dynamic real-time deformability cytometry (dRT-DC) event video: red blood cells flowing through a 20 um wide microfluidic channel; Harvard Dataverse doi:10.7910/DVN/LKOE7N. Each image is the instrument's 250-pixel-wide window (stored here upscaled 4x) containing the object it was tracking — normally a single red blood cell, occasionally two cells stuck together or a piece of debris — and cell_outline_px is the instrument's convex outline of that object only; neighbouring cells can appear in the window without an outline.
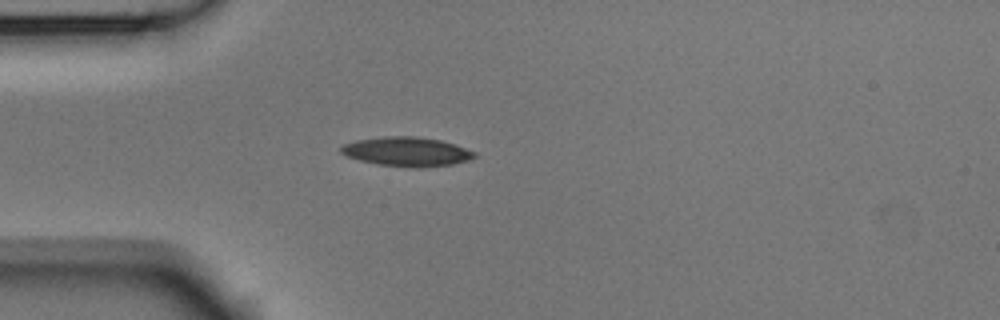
{"species": "Egyptian fruit bat (a non-hibernating species)", "species_latin": "Rousettus aegyptiacus", "temperature_condition": "room temperature", "stored_images_in_passage": 40, "camera_frame_rate_fps": 3000, "um_per_image_px": 0.085, "animal": {"sex": "male"}, "frame": {"image": 1, "passage_image": 1, "time_ms": 0.0, "image_size_px": [1000, 320], "cell_outline_px": [[476, 156], [468, 160], [452, 164], [420, 168], [412, 168], [380, 164], [360, 160], [344, 156], [340, 152], [340, 148], [344, 144], [356, 140], [384, 136], [416, 136], [440, 140], [456, 144], [476, 152]], "centroid_in_image_um": [34.58, 12.88], "position_along_channel_um": 50.4, "area_um2": 22.83}}
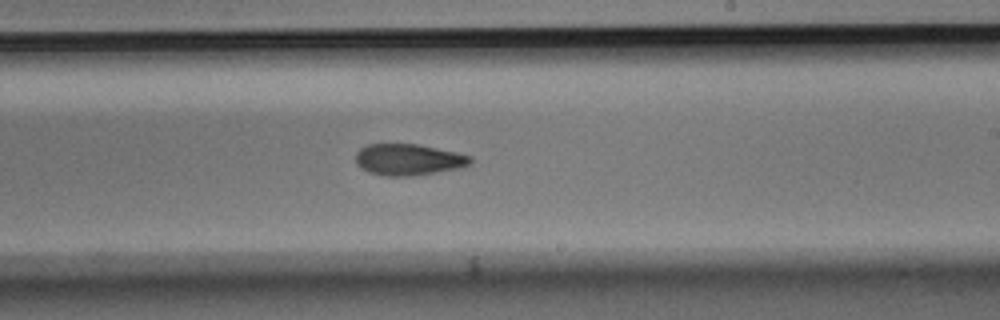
{"frame": {"image": 2, "passage_image": 18, "time_ms": 5.667, "image_size_px": [1000, 320], "cell_outline_px": [[472, 164], [460, 168], [412, 176], [388, 176], [368, 172], [360, 168], [356, 164], [356, 152], [360, 148], [368, 144], [416, 144], [456, 152], [472, 156]], "centroid_in_image_um": [34.71, 13.57], "position_along_channel_um": 254.3, "area_um2": 21.04}}
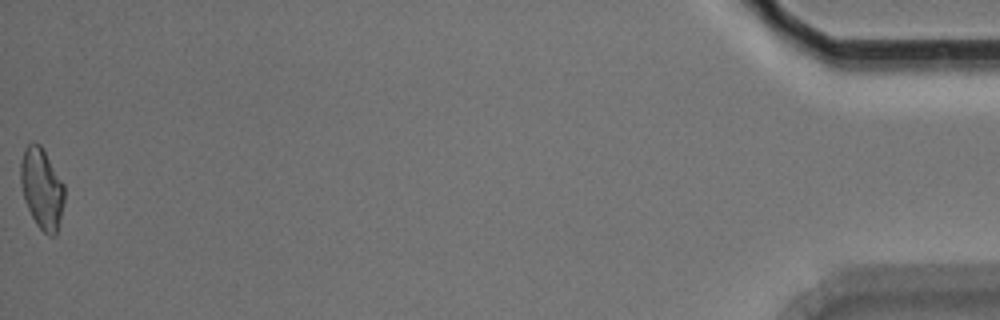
{"frame": {"image": 3, "passage_image": 40, "time_ms": 13.0, "image_size_px": [1000, 320], "cell_outline_px": [[64, 200], [56, 236], [48, 236], [36, 224], [24, 200], [20, 184], [20, 160], [24, 148], [32, 140], [40, 144], [64, 184]], "centroid_in_image_um": [3.53, 16.0], "position_along_channel_um": 431.7, "area_um2": 20.69}, "authors_computed_cell_mechanics": {"area_um2": 21.2704, "velocity_mm_per_s": 3.766, "shape_relaxation_time_tau1_ms": 8.8331, "shape_relaxation_time_tau2_ms": 7.1897, "deformation_change_tau1": 0.1929, "deformation_change_tau2": 0.1546}}